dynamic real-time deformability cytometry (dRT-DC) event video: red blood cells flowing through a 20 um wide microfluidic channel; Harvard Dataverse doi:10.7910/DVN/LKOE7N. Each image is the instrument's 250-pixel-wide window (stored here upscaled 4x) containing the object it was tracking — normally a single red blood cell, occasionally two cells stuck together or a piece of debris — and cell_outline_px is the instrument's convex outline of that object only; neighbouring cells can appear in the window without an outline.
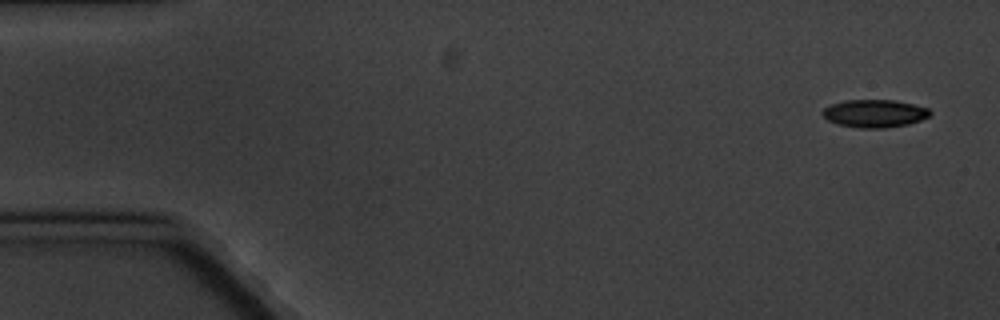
{"species": "common noctule bat (a hibernating species)", "species_latin": "Nyctalus noctula", "temperature_condition": "cold", "stored_images_in_passage": 11, "camera_frame_rate_fps": 3000, "um_per_image_px": 0.085, "animal": {"sex": "male", "body_mass_g": 20.1, "forearm_length_mm": 53.5}, "frame": {"image": 1, "passage_image": 1, "time_ms": 0.0, "image_size_px": [1000, 320], "cell_outline_px": [[932, 112], [928, 116], [920, 120], [908, 124], [884, 128], [860, 128], [836, 124], [828, 120], [820, 112], [824, 108], [832, 104], [844, 100], [892, 100], [912, 104], [928, 108]], "centroid_in_image_um": [74.31, 9.64], "position_along_channel_um": 10.7, "area_um2": 17.34}}
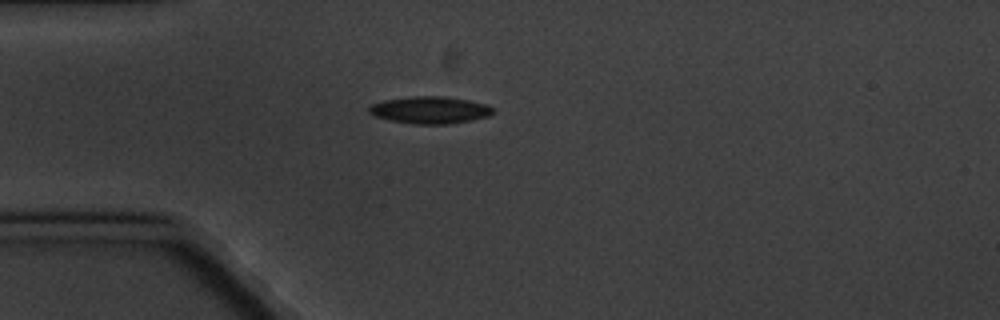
{"frame": {"image": 2, "passage_image": 4, "time_ms": 4.333, "image_size_px": [1000, 320], "cell_outline_px": [[496, 112], [488, 116], [472, 120], [448, 124], [412, 124], [388, 120], [376, 116], [368, 112], [368, 108], [372, 104], [384, 100], [412, 96], [440, 96], [468, 100], [488, 104], [496, 108]], "centroid_in_image_um": [36.59, 9.35], "position_along_channel_um": 48.4, "area_um2": 19.77}}
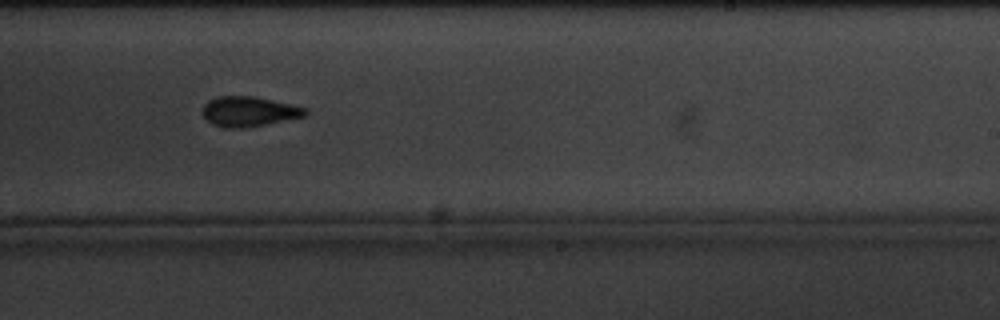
{"frame": {"image": 3, "passage_image": 10, "time_ms": 11.333, "image_size_px": [1000, 320], "cell_outline_px": [[308, 112], [304, 116], [244, 128], [224, 128], [212, 124], [204, 116], [204, 104], [208, 100], [216, 96], [252, 96], [272, 100], [308, 108]], "centroid_in_image_um": [21.14, 9.47], "position_along_channel_um": 267.9, "area_um2": 17.74}}